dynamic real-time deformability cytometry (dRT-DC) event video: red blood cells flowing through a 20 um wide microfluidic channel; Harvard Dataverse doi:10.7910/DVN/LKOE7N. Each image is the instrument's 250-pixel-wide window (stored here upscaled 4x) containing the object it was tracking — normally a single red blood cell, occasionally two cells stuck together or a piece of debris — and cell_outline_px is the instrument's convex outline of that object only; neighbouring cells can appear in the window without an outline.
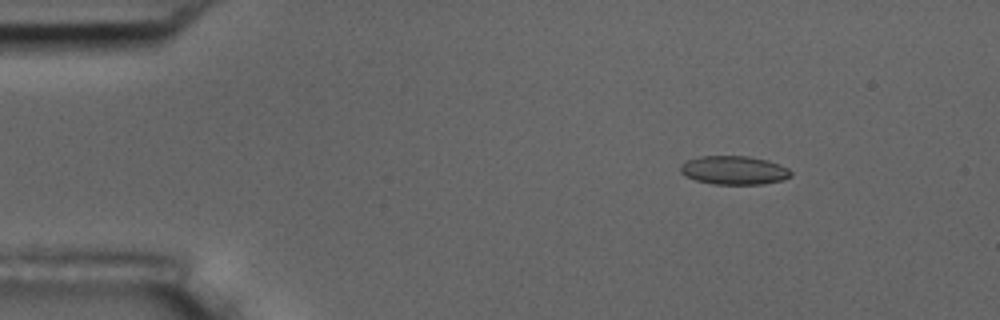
{"species": "common noctule bat (a hibernating species)", "species_latin": "Nyctalus noctula", "temperature_condition": "room temperature", "stored_images_in_passage": 3, "camera_frame_rate_fps": 3000, "um_per_image_px": 0.085, "animal": {"sex": "male", "body_mass_g": 17.5, "forearm_length_mm": 52.3}, "frame": {"image": 1, "passage_image": 1, "time_ms": 0.0, "image_size_px": [1000, 320], "cell_outline_px": [[792, 176], [784, 180], [764, 184], [712, 184], [696, 180], [684, 176], [680, 172], [680, 164], [688, 160], [700, 156], [748, 156], [768, 160], [780, 164], [788, 168], [792, 172]], "centroid_in_image_um": [62.41, 14.47], "position_along_channel_um": 22.6, "area_um2": 18.67}}